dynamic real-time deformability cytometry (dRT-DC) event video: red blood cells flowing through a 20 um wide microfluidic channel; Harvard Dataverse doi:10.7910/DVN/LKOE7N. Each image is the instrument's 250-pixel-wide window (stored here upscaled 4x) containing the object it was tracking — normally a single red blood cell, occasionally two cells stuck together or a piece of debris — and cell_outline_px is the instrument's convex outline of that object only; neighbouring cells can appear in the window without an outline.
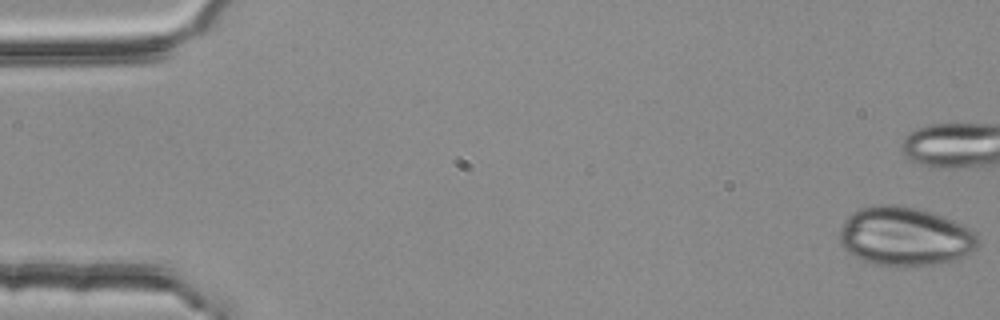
{"species": "common noctule bat (a hibernating species)", "species_latin": "Nyctalus noctula", "temperature_condition": "room temperature", "stored_images_in_passage": 5, "camera_frame_rate_fps": 3000, "um_per_image_px": 0.085, "animal": {"sex": "female", "body_mass_g": 25.1}, "frame": {"image": 1, "passage_image": 1, "time_ms": 0.0, "image_size_px": [1000, 320], "cell_outline_px": [[980, 244], [972, 252], [956, 260], [936, 264], [900, 268], [876, 264], [860, 260], [848, 252], [840, 244], [840, 228], [844, 220], [852, 212], [860, 208], [880, 204], [896, 204], [920, 208], [932, 212], [952, 220], [968, 228], [980, 240]], "centroid_in_image_um": [76.9, 20.11], "position_along_channel_um": 8.1, "area_um2": 48.15}}